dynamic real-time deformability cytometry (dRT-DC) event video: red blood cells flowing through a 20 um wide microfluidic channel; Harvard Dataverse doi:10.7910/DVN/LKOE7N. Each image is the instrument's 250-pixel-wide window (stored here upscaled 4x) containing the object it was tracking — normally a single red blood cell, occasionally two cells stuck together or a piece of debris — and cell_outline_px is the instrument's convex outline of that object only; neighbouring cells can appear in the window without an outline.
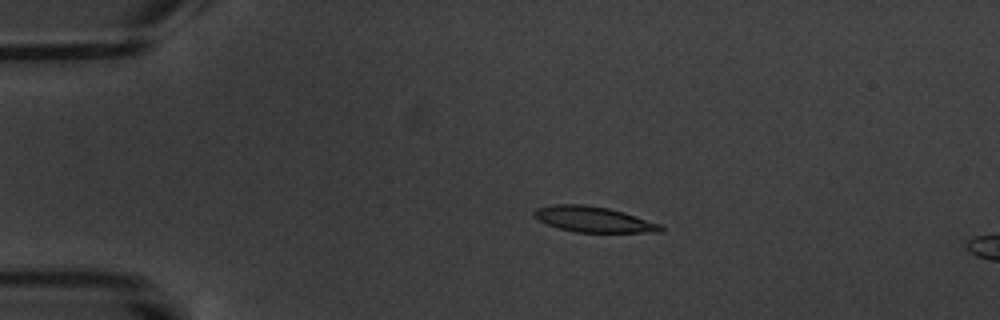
{"species": "common noctule bat (a hibernating species)", "species_latin": "Nyctalus noctula", "temperature_condition": "warm", "stored_images_in_passage": 5, "camera_frame_rate_fps": 3000, "um_per_image_px": 0.085, "animal": {"sex": "male", "body_mass_g": 20.1, "forearm_length_mm": 53.5}, "frame": {"image": 1, "passage_image": 3, "time_ms": 2.333, "image_size_px": [1000, 320], "cell_outline_px": [[664, 228], [660, 232], [576, 232], [560, 228], [548, 224], [532, 216], [532, 212], [536, 208], [556, 204], [584, 204], [608, 208], [624, 212], [660, 224]], "centroid_in_image_um": [50.43, 18.64], "position_along_channel_um": 34.6, "area_um2": 18.73}}